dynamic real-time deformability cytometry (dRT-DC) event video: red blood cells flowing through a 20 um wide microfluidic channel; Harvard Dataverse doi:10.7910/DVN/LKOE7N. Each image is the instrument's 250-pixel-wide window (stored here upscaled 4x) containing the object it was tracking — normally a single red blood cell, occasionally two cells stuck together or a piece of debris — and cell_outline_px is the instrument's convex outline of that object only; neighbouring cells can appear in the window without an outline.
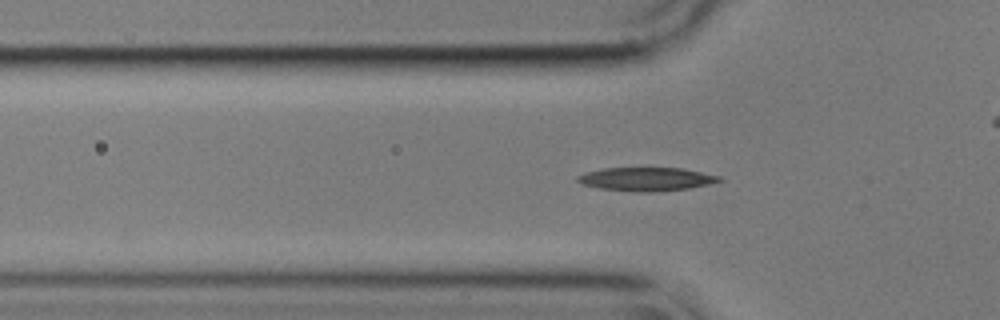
{"species": "common noctule bat (a hibernating species)", "species_latin": "Nyctalus noctula", "temperature_condition": "cold", "stored_images_in_passage": 36, "camera_frame_rate_fps": 3000, "um_per_image_px": 0.085, "animal": {"sex": "male", "body_mass_g": 17.9}, "frame": {"image": 1, "passage_image": 8, "time_ms": 2.333, "image_size_px": [1000, 320], "cell_outline_px": [[724, 180], [708, 184], [688, 188], [652, 192], [640, 192], [600, 188], [584, 184], [576, 180], [576, 176], [584, 172], [604, 168], [680, 168], [720, 176]], "centroid_in_image_um": [54.92, 15.22], "position_along_channel_um": 70.9, "area_um2": 19.19}}
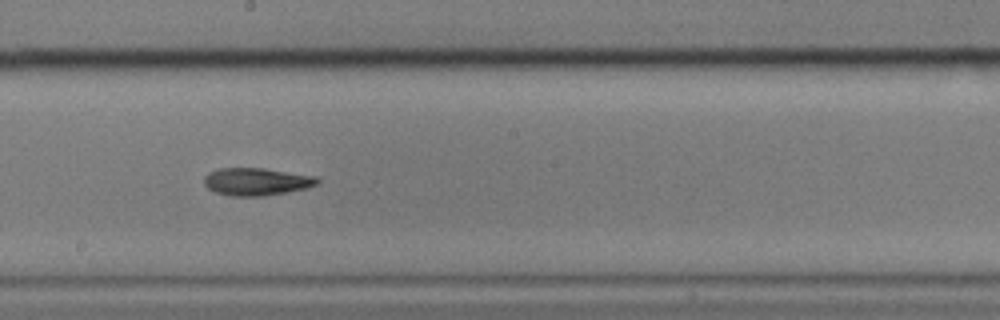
{"frame": {"image": 2, "passage_image": 21, "time_ms": 6.667, "image_size_px": [1000, 320], "cell_outline_px": [[320, 184], [308, 188], [288, 192], [264, 196], [228, 196], [216, 192], [208, 188], [204, 184], [204, 176], [208, 172], [220, 168], [264, 168], [316, 176], [320, 180]], "centroid_in_image_um": [21.83, 15.44], "position_along_channel_um": 226.4, "area_um2": 18.44}}
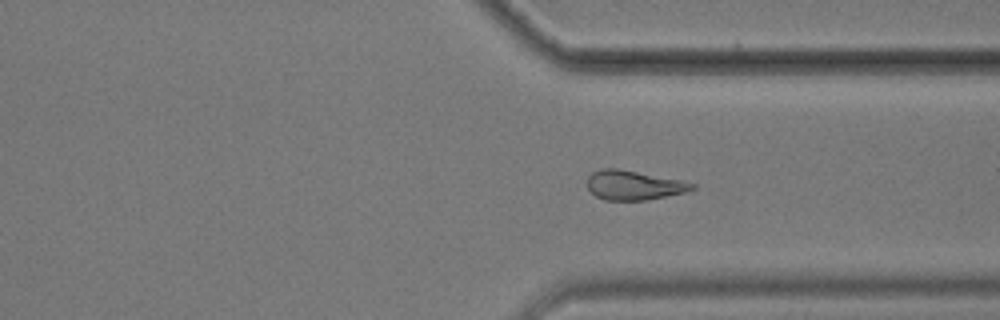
{"frame": {"image": 3, "passage_image": 32, "time_ms": 10.333, "image_size_px": [1000, 320], "cell_outline_px": [[696, 188], [684, 192], [648, 200], [604, 200], [596, 196], [588, 188], [588, 176], [592, 172], [600, 168], [616, 168], [680, 180], [696, 184]], "centroid_in_image_um": [53.85, 15.74], "position_along_channel_um": 357.6, "area_um2": 17.8}}